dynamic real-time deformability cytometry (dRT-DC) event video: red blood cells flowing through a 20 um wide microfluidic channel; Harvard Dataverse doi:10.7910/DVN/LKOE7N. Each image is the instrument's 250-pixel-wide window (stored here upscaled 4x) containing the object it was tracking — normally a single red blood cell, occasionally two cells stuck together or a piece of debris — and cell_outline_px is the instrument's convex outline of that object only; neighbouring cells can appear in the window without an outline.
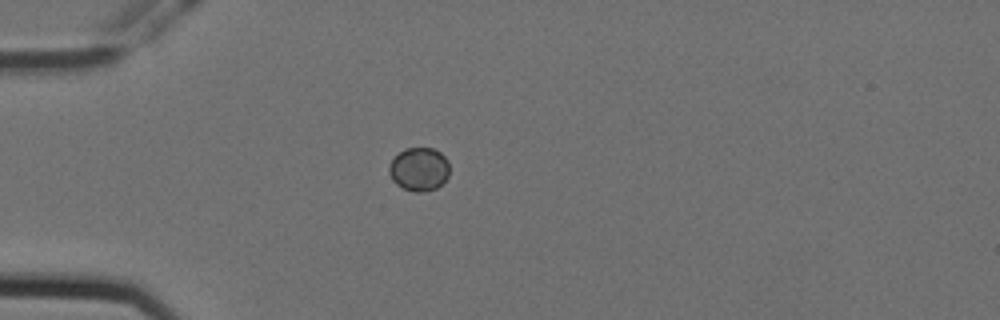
{"species": "Egyptian fruit bat (a non-hibernating species)", "species_latin": "Rousettus aegyptiacus", "temperature_condition": "cold", "stored_images_in_passage": 36, "camera_frame_rate_fps": 3000, "um_per_image_px": 0.085, "animal": {"sex": "female"}, "frame": {"image": 1, "passage_image": 1, "time_ms": 0.0, "image_size_px": [1000, 320], "cell_outline_px": [[448, 176], [436, 188], [420, 192], [412, 192], [396, 184], [392, 180], [388, 172], [388, 168], [392, 160], [404, 148], [432, 148], [440, 152], [448, 160]], "centroid_in_image_um": [35.6, 14.38], "position_along_channel_um": 49.4, "area_um2": 15.2}}
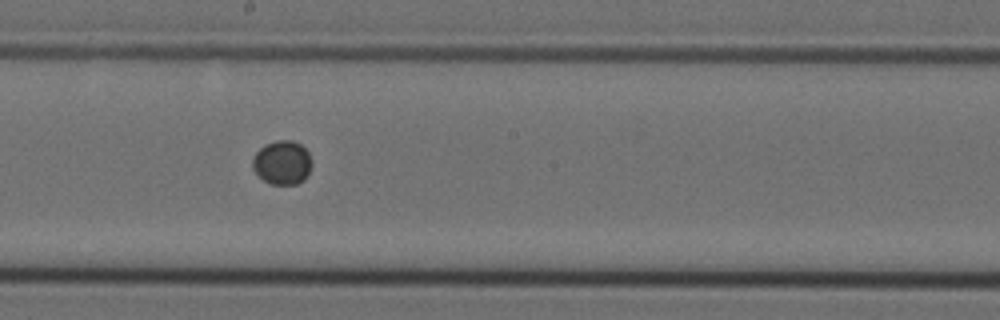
{"frame": {"image": 2, "passage_image": 17, "time_ms": 5.333, "image_size_px": [1000, 320], "cell_outline_px": [[312, 164], [308, 176], [304, 180], [296, 184], [272, 184], [264, 180], [252, 168], [252, 160], [256, 152], [264, 144], [276, 140], [292, 140], [300, 144], [308, 152], [312, 160]], "centroid_in_image_um": [24.01, 13.81], "position_along_channel_um": 224.2, "area_um2": 15.26}}
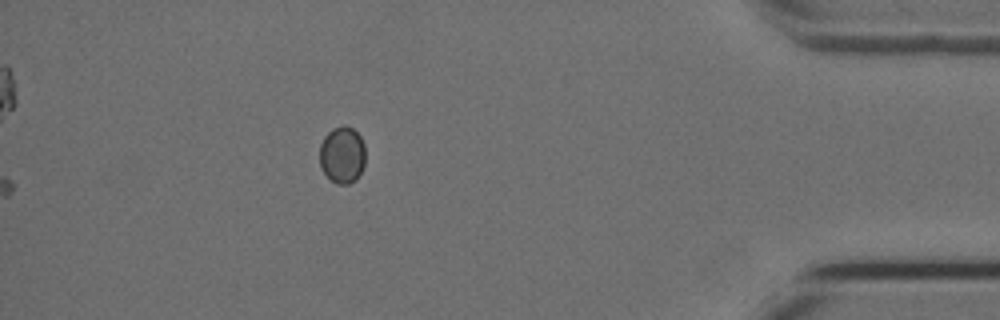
{"frame": {"image": 3, "passage_image": 36, "time_ms": 11.667, "image_size_px": [1000, 320], "cell_outline_px": [[364, 164], [356, 180], [348, 184], [336, 184], [320, 168], [320, 144], [324, 136], [332, 128], [344, 124], [352, 128], [360, 136], [364, 144]], "centroid_in_image_um": [29.08, 13.15], "position_along_channel_um": 406.1, "area_um2": 15.2}}